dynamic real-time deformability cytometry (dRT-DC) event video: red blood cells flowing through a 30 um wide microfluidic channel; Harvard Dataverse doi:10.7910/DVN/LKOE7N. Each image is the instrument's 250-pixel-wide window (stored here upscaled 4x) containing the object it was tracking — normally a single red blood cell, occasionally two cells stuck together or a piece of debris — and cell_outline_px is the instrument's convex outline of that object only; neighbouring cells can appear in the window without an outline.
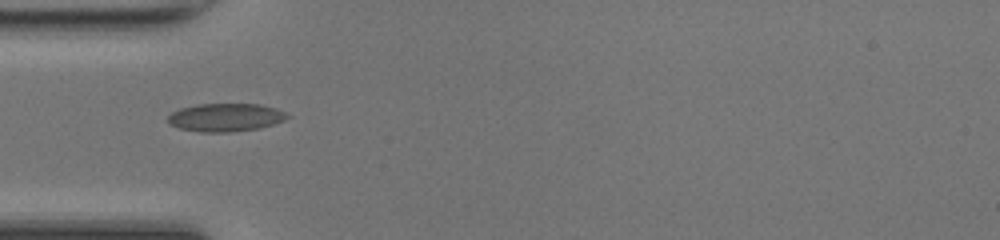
{"species": "common noctule bat (a hibernating species)", "species_latin": "Nyctalus noctula", "temperature_condition": "room temperature", "stored_images_in_passage": 34, "camera_frame_rate_fps": 3000, "um_per_image_px": 0.085, "animal": {"sex": "female", "body_mass_g": 17.0, "forearm_length_mm": 48.0}, "frame": {"image": 1, "passage_image": 1, "time_ms": 0.0, "image_size_px": [1000, 240], "cell_outline_px": [[292, 116], [284, 120], [260, 128], [232, 132], [200, 132], [180, 128], [168, 124], [168, 116], [172, 112], [180, 108], [196, 104], [260, 104], [276, 108]], "centroid_in_image_um": [19.17, 9.98], "position_along_channel_um": 65.8, "area_um2": 19.65}}
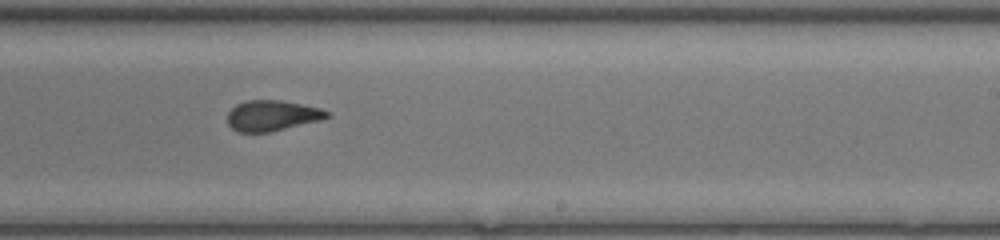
{"frame": {"image": 2, "passage_image": 15, "time_ms": 4.667, "image_size_px": [1000, 240], "cell_outline_px": [[332, 116], [320, 120], [272, 132], [236, 132], [228, 124], [228, 112], [236, 104], [244, 100], [280, 100], [320, 108], [328, 112]], "centroid_in_image_um": [23.11, 9.83], "position_along_channel_um": 265.9, "area_um2": 17.8}}
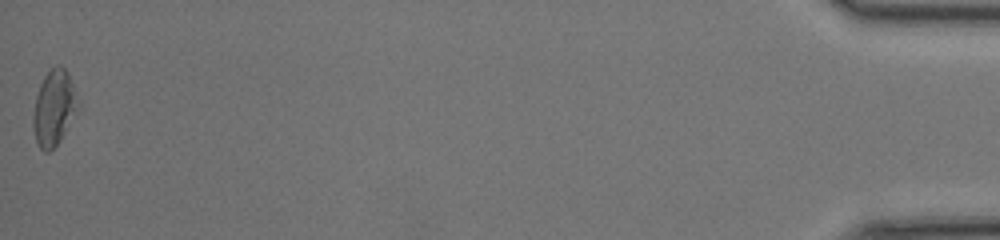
{"frame": {"image": 3, "passage_image": 34, "time_ms": 11.0, "image_size_px": [1000, 240], "cell_outline_px": [[80, 108], [60, 140], [48, 152], [44, 152], [40, 148], [36, 140], [32, 124], [32, 120], [36, 96], [40, 84], [44, 76], [56, 64], [60, 64], [68, 72], [80, 100]], "centroid_in_image_um": [4.62, 9.14], "position_along_channel_um": 430.6, "area_um2": 19.94}, "authors_computed_cell_mechanics": {"area_um2": 18.4671, "velocity_mm_per_s": 4.2876, "shape_relaxation_time_tau1_ms": 9.3039, "shape_relaxation_time_tau2_ms": 1.2598, "deformation_change_tau1": 0.1991, "deformation_change_tau2": 0.0628}}